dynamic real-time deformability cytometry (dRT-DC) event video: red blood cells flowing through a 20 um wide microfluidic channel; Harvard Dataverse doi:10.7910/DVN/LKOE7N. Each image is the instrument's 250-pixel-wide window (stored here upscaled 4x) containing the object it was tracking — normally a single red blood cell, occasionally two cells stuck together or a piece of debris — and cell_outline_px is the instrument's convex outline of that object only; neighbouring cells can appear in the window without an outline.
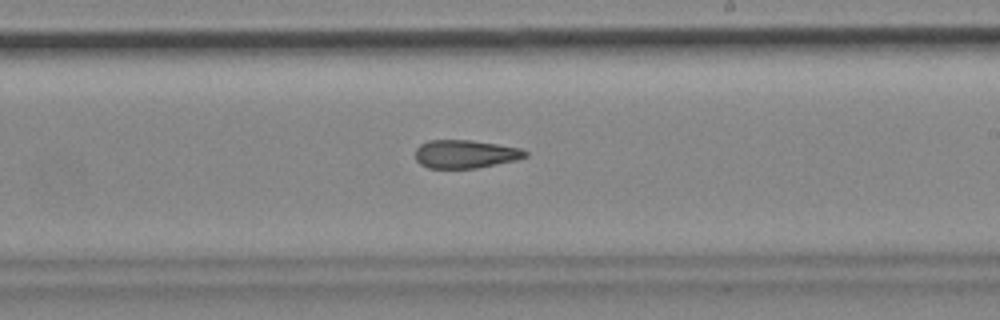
{"species": "common noctule bat (a hibernating species)", "species_latin": "Nyctalus noctula", "temperature_condition": "cold", "stored_images_in_passage": 46, "camera_frame_rate_fps": 3000, "um_per_image_px": 0.085, "animal": {"sex": "female", "body_mass_g": 18.4}, "frame": {"image": 1, "passage_image": 33, "time_ms": 10.667, "image_size_px": [1000, 320], "cell_outline_px": [[528, 156], [516, 160], [476, 168], [428, 168], [420, 164], [416, 160], [416, 148], [420, 144], [428, 140], [472, 140], [520, 148], [528, 152]], "centroid_in_image_um": [39.54, 13.09], "position_along_channel_um": 249.5, "area_um2": 18.09}}
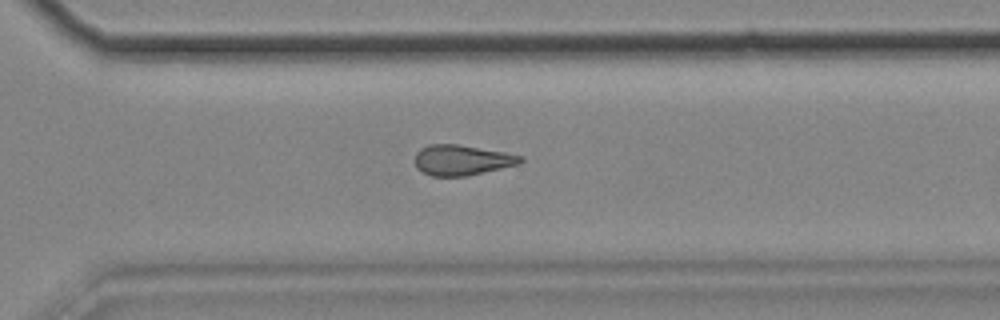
{"frame": {"image": 2, "passage_image": 40, "time_ms": 13.0, "image_size_px": [1000, 320], "cell_outline_px": [[524, 160], [520, 164], [468, 176], [432, 176], [416, 168], [416, 152], [420, 148], [428, 144], [456, 144], [504, 152], [524, 156]], "centroid_in_image_um": [39.28, 13.61], "position_along_channel_um": 331.3, "area_um2": 18.73}}